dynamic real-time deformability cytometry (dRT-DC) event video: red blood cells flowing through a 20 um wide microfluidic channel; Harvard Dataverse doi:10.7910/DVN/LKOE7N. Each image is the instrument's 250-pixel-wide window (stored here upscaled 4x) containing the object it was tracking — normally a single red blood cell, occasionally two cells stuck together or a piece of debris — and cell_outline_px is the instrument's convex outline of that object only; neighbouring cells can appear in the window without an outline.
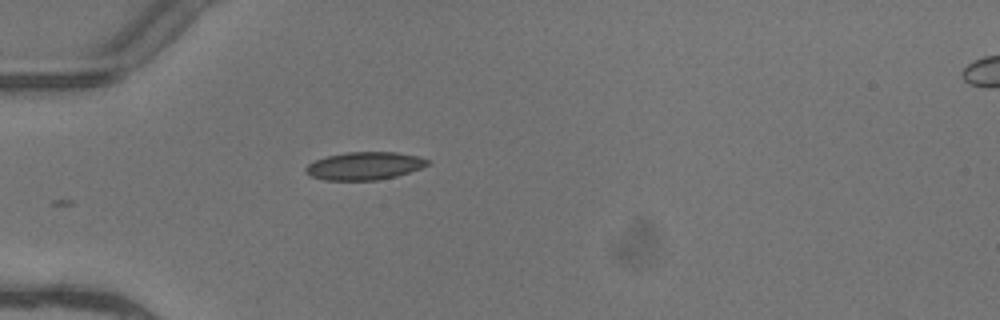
{"species": "common noctule bat (a hibernating species)", "species_latin": "Nyctalus noctula", "temperature_condition": "warm", "stored_images_in_passage": 2, "camera_frame_rate_fps": 3000, "um_per_image_px": 0.085, "animal": {"sex": "female"}, "frame": {"image": 1, "passage_image": 1, "time_ms": 0.0, "image_size_px": [1000, 320], "cell_outline_px": [[432, 164], [396, 176], [376, 180], [324, 180], [308, 176], [304, 172], [304, 168], [308, 164], [316, 160], [328, 156], [344, 152], [396, 152], [416, 156], [428, 160]], "centroid_in_image_um": [30.94, 14.1], "position_along_channel_um": 54.1, "area_um2": 19.77}}